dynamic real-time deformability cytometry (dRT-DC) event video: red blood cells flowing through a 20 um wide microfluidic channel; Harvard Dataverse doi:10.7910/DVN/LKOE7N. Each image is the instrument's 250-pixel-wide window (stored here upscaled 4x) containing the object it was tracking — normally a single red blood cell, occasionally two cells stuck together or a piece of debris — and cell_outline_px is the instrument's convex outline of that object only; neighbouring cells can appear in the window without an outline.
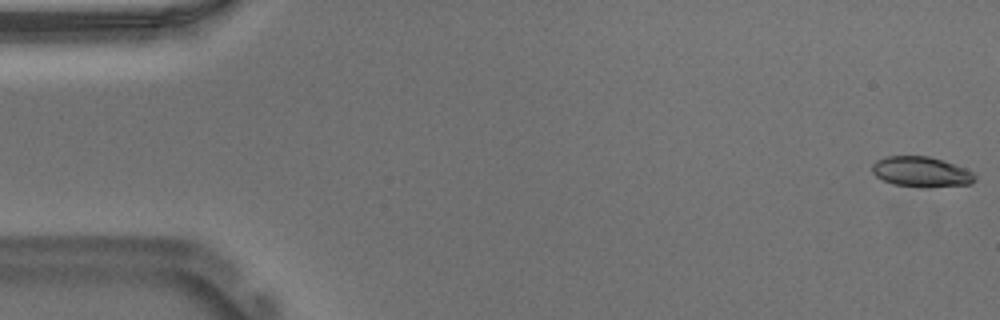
{"species": "Egyptian fruit bat (a non-hibernating species)", "species_latin": "Rousettus aegyptiacus", "temperature_condition": "warm", "stored_images_in_passage": 54, "camera_frame_rate_fps": 3000, "um_per_image_px": 0.085, "animal": {"sex": "male"}, "frame": {"image": 1, "passage_image": 1, "time_ms": 0.0, "image_size_px": [1000, 320], "cell_outline_px": [[976, 180], [972, 184], [924, 188], [892, 184], [876, 176], [872, 172], [872, 164], [876, 160], [888, 156], [928, 156], [964, 168], [972, 172], [976, 176]], "centroid_in_image_um": [78.3, 14.62], "position_along_channel_um": 6.7, "area_um2": 18.15}}
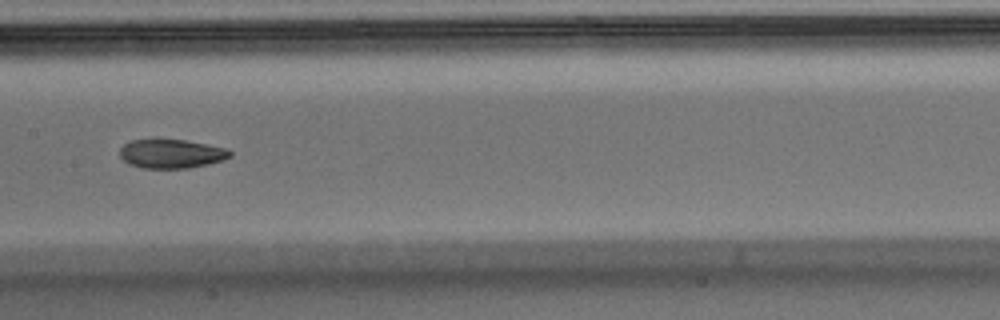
{"frame": {"image": 2, "passage_image": 27, "time_ms": 8.667, "image_size_px": [1000, 320], "cell_outline_px": [[232, 156], [224, 160], [208, 164], [188, 168], [144, 168], [128, 164], [120, 156], [120, 148], [124, 144], [132, 140], [156, 136], [184, 140], [228, 148], [232, 152]], "centroid_in_image_um": [14.55, 13.02], "position_along_channel_um": 192.9, "area_um2": 19.31}}
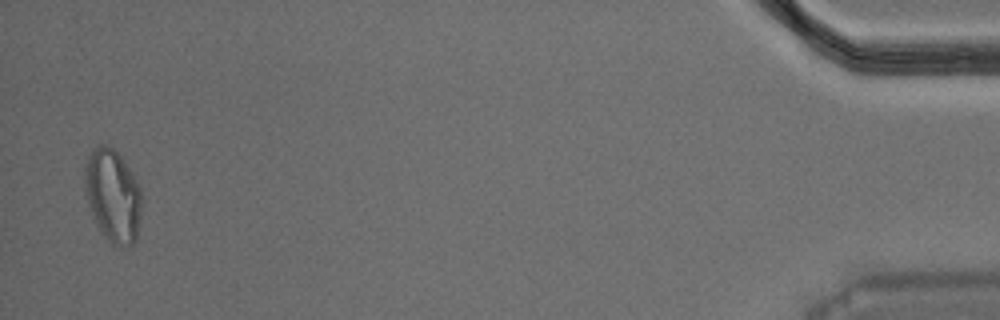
{"frame": {"image": 3, "passage_image": 53, "time_ms": 17.333, "image_size_px": [1000, 320], "cell_outline_px": [[140, 216], [136, 240], [132, 244], [120, 248], [112, 244], [100, 232], [96, 224], [88, 204], [84, 184], [84, 168], [88, 156], [92, 148], [96, 144], [104, 144], [112, 148], [124, 160], [140, 184]], "centroid_in_image_um": [9.57, 16.62], "position_along_channel_um": 425.6, "area_um2": 31.04}, "authors_computed_cell_mechanics": {"area_um2": 19.363, "velocity_mm_per_s": 3.723, "shape_relaxation_time_tau1_ms": 6.9487, "shape_relaxation_time_tau2_ms": 3.1685, "deformation_change_tau1": 0.1952, "deformation_change_tau2": 0.0896}}